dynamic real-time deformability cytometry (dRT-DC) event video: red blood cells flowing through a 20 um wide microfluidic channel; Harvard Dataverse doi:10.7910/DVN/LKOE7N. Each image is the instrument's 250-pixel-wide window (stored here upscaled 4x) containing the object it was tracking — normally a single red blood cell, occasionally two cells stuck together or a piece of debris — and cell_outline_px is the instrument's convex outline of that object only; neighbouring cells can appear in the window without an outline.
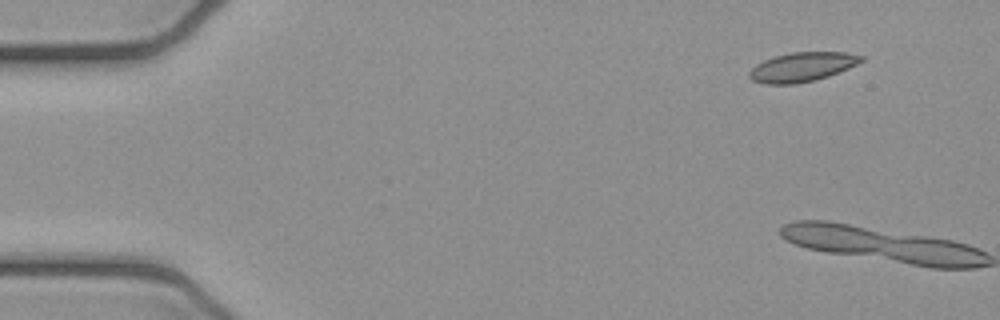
{"species": "common noctule bat (a hibernating species)", "species_latin": "Nyctalus noctula", "temperature_condition": "cold", "stored_images_in_passage": 6, "camera_frame_rate_fps": 3000, "um_per_image_px": 0.085, "animal": {"sex": "female", "body_mass_g": 21.9}, "frame": {"image": 1, "passage_image": 2, "time_ms": 0.333, "image_size_px": [1000, 320], "cell_outline_px": [[864, 60], [848, 68], [828, 76], [816, 80], [796, 84], [764, 84], [752, 80], [748, 76], [748, 72], [756, 64], [764, 60], [776, 56], [792, 52], [844, 52], [864, 56]], "centroid_in_image_um": [68.16, 5.7], "position_along_channel_um": 16.8, "area_um2": 19.07}}
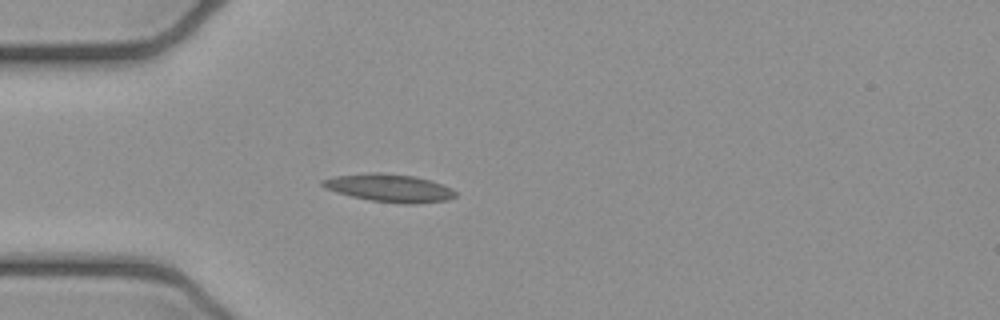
{"frame": {"image": 2, "passage_image": 6, "time_ms": 1.667, "image_size_px": [1000, 320], "cell_outline_px": [[456, 196], [448, 200], [416, 204], [408, 204], [368, 200], [336, 192], [324, 188], [320, 184], [320, 180], [336, 176], [372, 172], [380, 172], [416, 176], [432, 180], [452, 188], [456, 192]], "centroid_in_image_um": [33.11, 15.97], "position_along_channel_um": 51.9, "area_um2": 21.79}}